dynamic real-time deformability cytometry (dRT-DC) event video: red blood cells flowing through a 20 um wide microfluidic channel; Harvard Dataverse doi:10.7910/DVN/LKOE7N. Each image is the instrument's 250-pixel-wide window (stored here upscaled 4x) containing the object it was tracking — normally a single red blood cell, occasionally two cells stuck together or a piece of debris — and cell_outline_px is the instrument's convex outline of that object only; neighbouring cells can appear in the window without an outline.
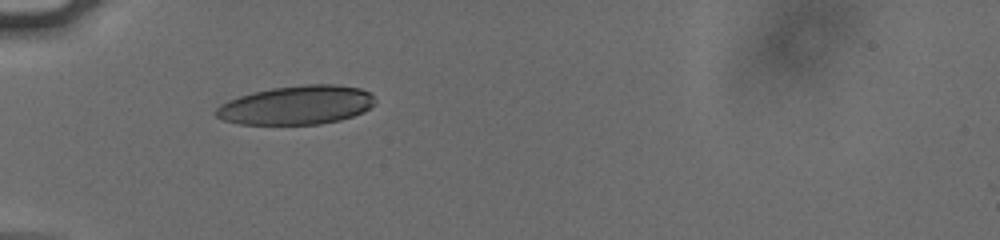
{"species": "human", "species_latin": "Homo sapiens", "temperature_condition": "cold", "stored_images_in_passage": 37, "camera_frame_rate_fps": 3000, "um_per_image_px": 0.085, "donor": {"sex": "male"}, "frame": {"image": 1, "passage_image": 1, "time_ms": 0.0, "image_size_px": [1000, 240], "cell_outline_px": [[376, 104], [364, 112], [340, 120], [320, 124], [240, 124], [224, 120], [216, 116], [216, 108], [220, 104], [228, 100], [252, 92], [272, 88], [304, 84], [336, 84], [360, 88], [368, 92], [376, 100]], "centroid_in_image_um": [25.23, 8.93], "position_along_channel_um": 59.8, "area_um2": 36.13}}
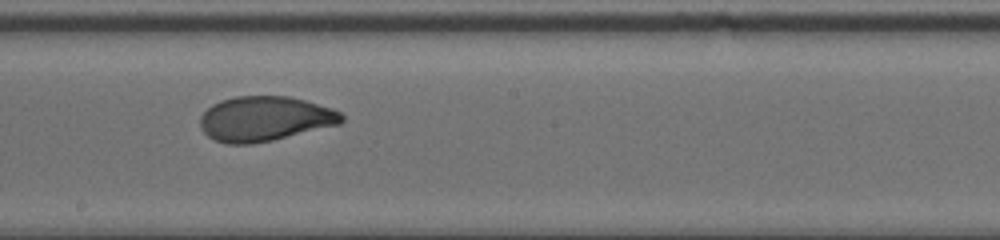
{"frame": {"image": 2, "passage_image": 15, "time_ms": 4.667, "image_size_px": [1000, 240], "cell_outline_px": [[344, 120], [340, 124], [272, 140], [252, 144], [224, 144], [208, 136], [200, 128], [200, 116], [212, 104], [220, 100], [236, 96], [288, 96], [304, 100], [332, 108], [340, 112], [344, 116]], "centroid_in_image_um": [22.49, 10.09], "position_along_channel_um": 225.7, "area_um2": 36.99}}
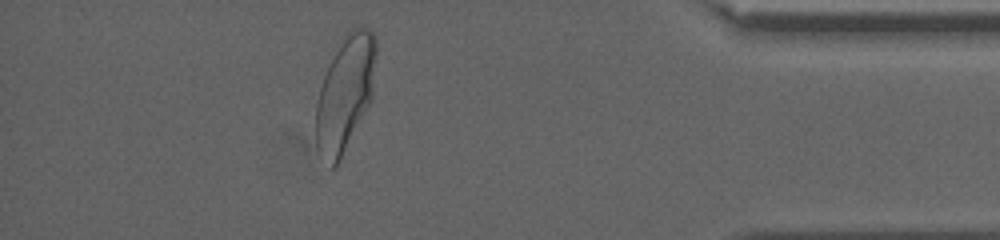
{"frame": {"image": 3, "passage_image": 32, "time_ms": 10.333, "image_size_px": [1000, 240], "cell_outline_px": [[376, 52], [372, 100], [336, 168], [332, 168], [316, 144], [316, 104], [320, 88], [324, 76], [344, 32], [352, 28], [368, 28], [376, 36]], "centroid_in_image_um": [29.36, 7.9], "position_along_channel_um": 405.8, "area_um2": 40.17}, "authors_computed_cell_mechanics": {"area_um2": 37.3388, "velocity_mm_per_s": 3.786, "shape_relaxation_time_tau1_ms": 4.6935, "shape_relaxation_time_tau2_ms": 0.7057, "deformation_change_tau1": 0.1603, "deformation_change_tau2": 0.0535}}